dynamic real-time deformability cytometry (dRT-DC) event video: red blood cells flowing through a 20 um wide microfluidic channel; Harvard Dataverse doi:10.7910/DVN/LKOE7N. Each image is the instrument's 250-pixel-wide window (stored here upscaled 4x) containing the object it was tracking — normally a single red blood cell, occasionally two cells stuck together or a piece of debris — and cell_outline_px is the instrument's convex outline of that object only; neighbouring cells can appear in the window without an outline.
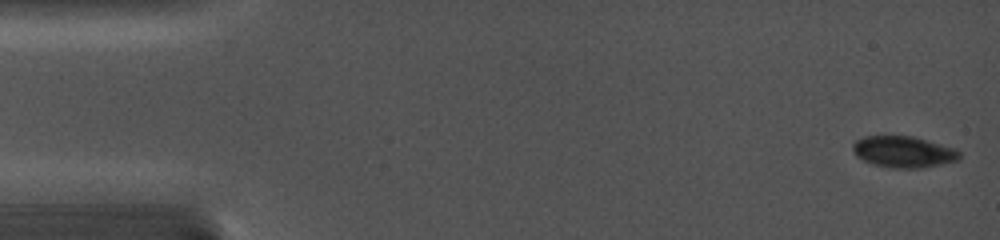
{"species": "common noctule bat (a hibernating species)", "species_latin": "Nyctalus noctula", "temperature_condition": "cold", "stored_images_in_passage": 8, "camera_frame_rate_fps": 5000, "um_per_image_px": 0.085, "animal": {"sex": "female", "body_mass_g": 19.0, "forearm_length_mm": 56.7}, "frame": {"image": 1, "passage_image": 1, "time_ms": 0.0, "image_size_px": [1000, 240], "cell_outline_px": [[960, 160], [920, 168], [892, 168], [872, 164], [856, 156], [852, 148], [852, 144], [856, 140], [864, 136], [912, 136], [956, 148], [960, 152]], "centroid_in_image_um": [76.8, 12.9], "position_along_channel_um": 8.2, "area_um2": 19.54}}
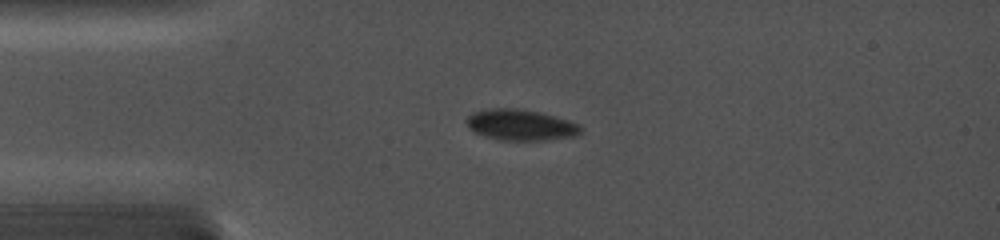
{"frame": {"image": 2, "passage_image": 6, "time_ms": 3.6, "image_size_px": [1000, 240], "cell_outline_px": [[584, 128], [576, 136], [544, 140], [500, 140], [484, 136], [468, 128], [464, 120], [472, 112], [488, 108], [516, 108], [540, 112], [568, 120], [580, 124]], "centroid_in_image_um": [44.24, 10.61], "position_along_channel_um": 40.8, "area_um2": 20.81}}
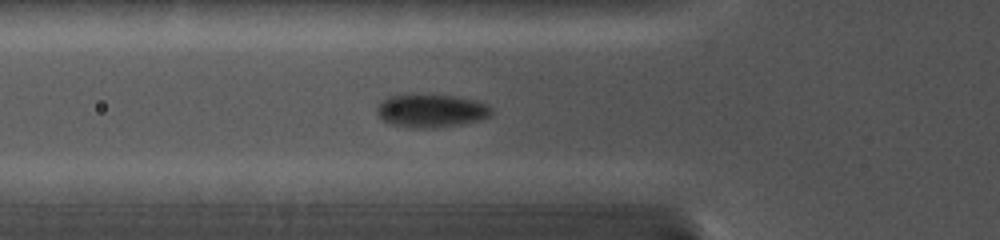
{"frame": {"image": 3, "passage_image": 8, "time_ms": 5.4, "image_size_px": [1000, 240], "cell_outline_px": [[492, 116], [480, 120], [460, 124], [432, 128], [408, 128], [392, 124], [384, 120], [376, 112], [376, 108], [380, 100], [388, 96], [456, 96], [476, 100], [488, 104], [492, 108]], "centroid_in_image_um": [36.68, 9.43], "position_along_channel_um": 89.1, "area_um2": 21.96}}